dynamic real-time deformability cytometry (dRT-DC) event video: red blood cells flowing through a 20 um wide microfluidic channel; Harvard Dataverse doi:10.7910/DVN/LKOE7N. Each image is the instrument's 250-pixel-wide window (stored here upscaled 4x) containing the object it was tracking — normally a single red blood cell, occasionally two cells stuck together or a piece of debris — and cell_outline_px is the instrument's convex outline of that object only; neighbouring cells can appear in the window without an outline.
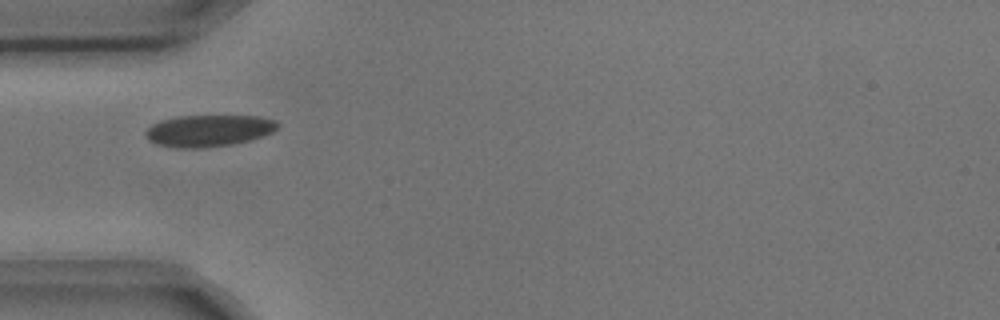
{"species": "common noctule bat (a hibernating species)", "species_latin": "Nyctalus noctula", "temperature_condition": "cold", "stored_images_in_passage": 3, "camera_frame_rate_fps": 3000, "um_per_image_px": 0.085, "animal": {"sex": "male", "body_mass_g": 17.9, "forearm_length_mm": 54.2}, "frame": {"image": 1, "passage_image": 1, "time_ms": 0.0, "image_size_px": [1000, 320], "cell_outline_px": [[280, 124], [272, 132], [252, 140], [232, 144], [200, 148], [176, 148], [156, 144], [148, 140], [144, 132], [152, 124], [160, 120], [176, 116], [260, 116], [276, 120]], "centroid_in_image_um": [17.72, 11.1], "position_along_channel_um": 67.3, "area_um2": 24.57}}